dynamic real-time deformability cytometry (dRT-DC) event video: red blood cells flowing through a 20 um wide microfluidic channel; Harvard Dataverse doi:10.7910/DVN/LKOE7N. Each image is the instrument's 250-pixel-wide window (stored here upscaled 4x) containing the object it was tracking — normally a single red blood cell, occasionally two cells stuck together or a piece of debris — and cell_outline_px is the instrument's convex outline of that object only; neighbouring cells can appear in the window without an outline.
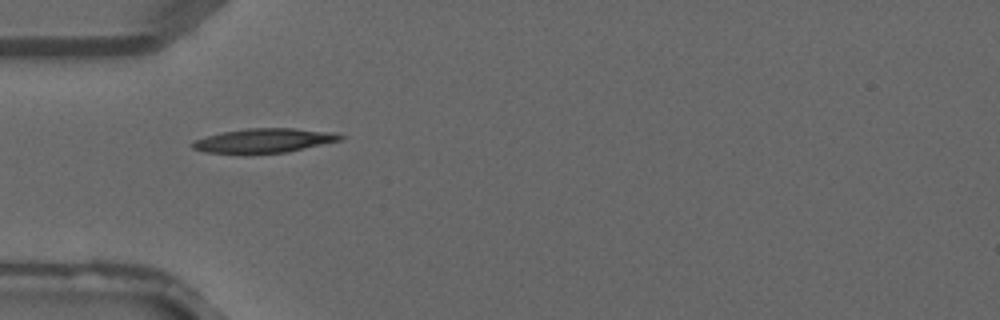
{"species": "common noctule bat (a hibernating species)", "species_latin": "Nyctalus noctula", "temperature_condition": "warm", "stored_images_in_passage": 24, "camera_frame_rate_fps": 3000, "um_per_image_px": 0.085, "animal": {"sex": "male", "forearm_length_mm": 52.5}, "frame": {"image": 1, "passage_image": 4, "time_ms": 1.0, "image_size_px": [1000, 320], "cell_outline_px": [[344, 136], [340, 140], [288, 152], [248, 156], [204, 152], [192, 148], [188, 144], [192, 140], [224, 132], [248, 128], [296, 128], [332, 132]], "centroid_in_image_um": [22.34, 11.99], "position_along_channel_um": 62.7, "area_um2": 21.62}}
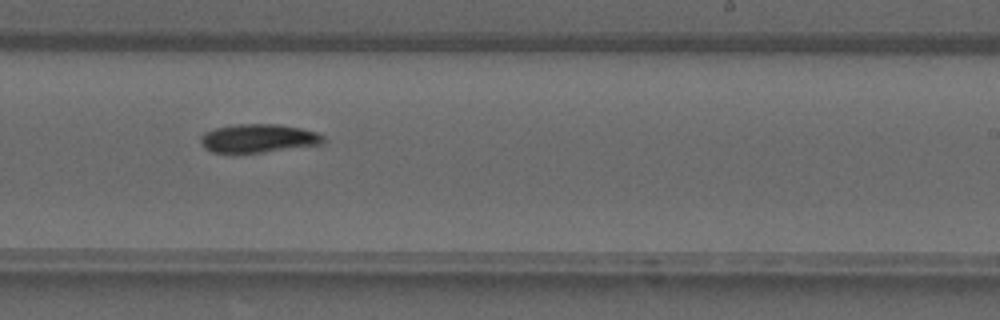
{"frame": {"image": 2, "passage_image": 16, "time_ms": 5.0, "image_size_px": [1000, 320], "cell_outline_px": [[324, 144], [236, 156], [232, 156], [212, 152], [204, 148], [200, 144], [200, 136], [204, 132], [216, 128], [236, 124], [276, 124], [300, 128], [316, 132], [324, 136]], "centroid_in_image_um": [21.88, 11.81], "position_along_channel_um": 267.1, "area_um2": 21.21}}
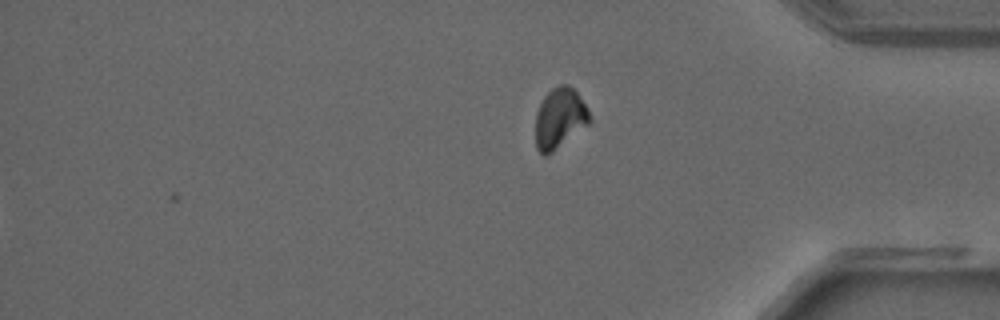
{"frame": {"image": 3, "passage_image": 24, "time_ms": 7.667, "image_size_px": [1000, 320], "cell_outline_px": [[592, 120], [588, 124], [552, 152], [544, 156], [536, 148], [536, 112], [544, 96], [552, 88], [560, 84], [568, 84], [576, 92], [588, 108]], "centroid_in_image_um": [47.57, 10.04], "position_along_channel_um": 387.6, "area_um2": 18.9}}